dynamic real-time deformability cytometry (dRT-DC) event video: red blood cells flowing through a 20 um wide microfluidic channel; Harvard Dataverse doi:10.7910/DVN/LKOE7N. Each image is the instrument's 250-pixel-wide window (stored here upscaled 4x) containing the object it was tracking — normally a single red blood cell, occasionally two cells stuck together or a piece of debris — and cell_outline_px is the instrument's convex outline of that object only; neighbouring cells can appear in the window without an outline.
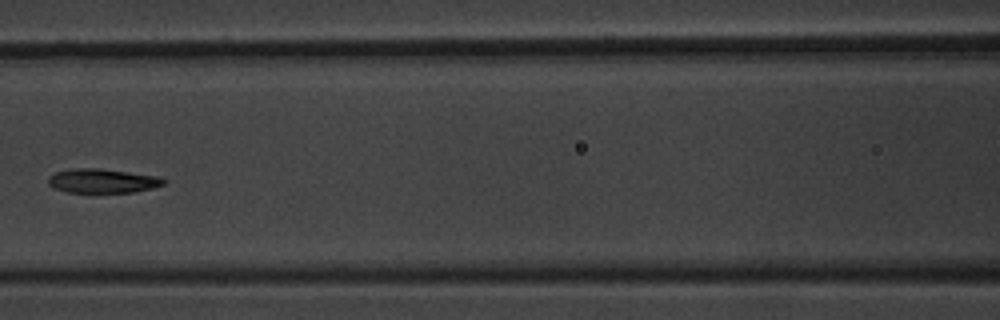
{"species": "common noctule bat (a hibernating species)", "species_latin": "Nyctalus noctula", "temperature_condition": "warm", "stored_images_in_passage": 9, "camera_frame_rate_fps": 3000, "um_per_image_px": 0.085, "animal": {"sex": "male", "body_mass_g": 20.1, "forearm_length_mm": 53.5}, "frame": {"image": 1, "passage_image": 6, "time_ms": 6.333, "image_size_px": [1000, 320], "cell_outline_px": [[168, 180], [164, 184], [152, 188], [132, 192], [68, 192], [52, 188], [48, 184], [48, 176], [56, 172], [72, 168], [100, 168], [156, 176]], "centroid_in_image_um": [8.68, 15.37], "position_along_channel_um": 157.9, "area_um2": 16.24}}
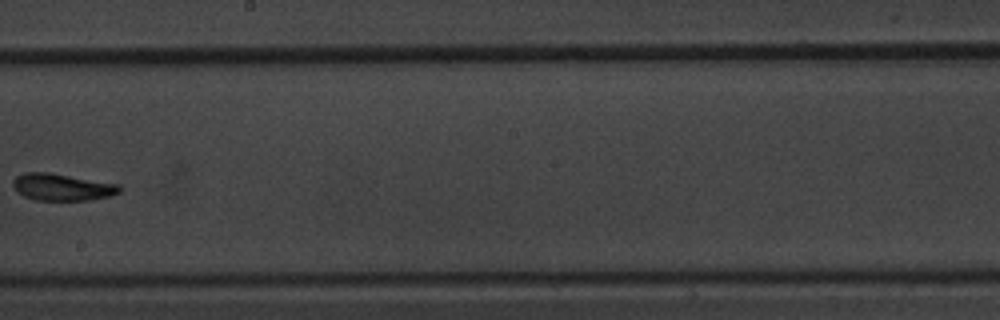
{"frame": {"image": 2, "passage_image": 8, "time_ms": 8.667, "image_size_px": [1000, 320], "cell_outline_px": [[120, 192], [108, 196], [88, 200], [36, 200], [24, 196], [16, 192], [12, 184], [12, 180], [16, 176], [24, 172], [48, 172], [120, 184]], "centroid_in_image_um": [5.24, 15.89], "position_along_channel_um": 243.0, "area_um2": 16.76}}
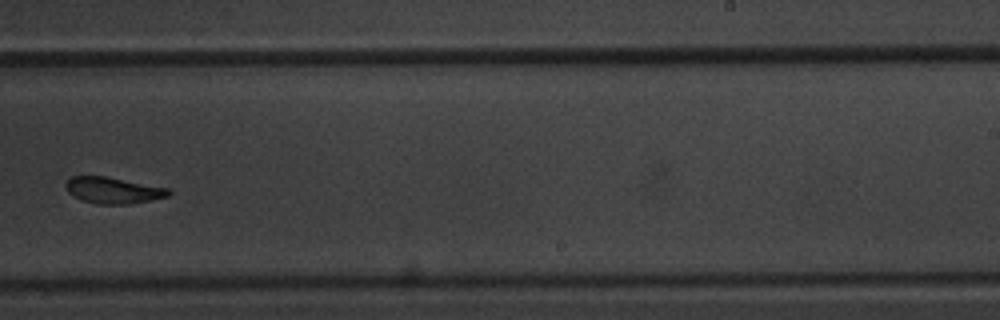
{"frame": {"image": 3, "passage_image": 9, "time_ms": 9.667, "image_size_px": [1000, 320], "cell_outline_px": [[172, 192], [168, 196], [152, 200], [128, 204], [100, 204], [80, 200], [68, 192], [64, 188], [64, 184], [72, 176], [104, 176], [172, 188]], "centroid_in_image_um": [9.64, 16.17], "position_along_channel_um": 279.4, "area_um2": 15.95}}